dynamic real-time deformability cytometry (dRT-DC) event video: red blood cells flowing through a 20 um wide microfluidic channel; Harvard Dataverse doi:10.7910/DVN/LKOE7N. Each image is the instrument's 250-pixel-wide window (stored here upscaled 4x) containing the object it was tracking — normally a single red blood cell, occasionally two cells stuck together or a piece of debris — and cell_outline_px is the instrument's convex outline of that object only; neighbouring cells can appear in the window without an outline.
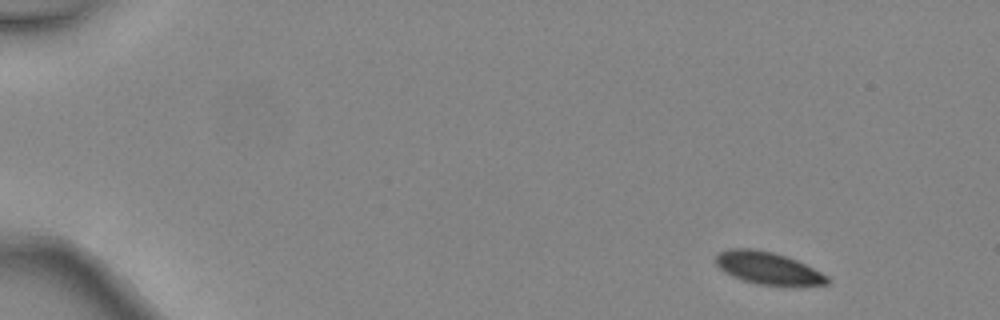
{"species": "common noctule bat (a hibernating species)", "species_latin": "Nyctalus noctula", "temperature_condition": "warm", "stored_images_in_passage": 3, "camera_frame_rate_fps": 3000, "um_per_image_px": 0.085, "animal": {"sex": "female", "body_mass_g": 24.6, "forearm_length_mm": 56.2}, "frame": {"image": 1, "passage_image": 1, "time_ms": 0.0, "image_size_px": [1000, 320], "cell_outline_px": [[832, 280], [828, 284], [784, 288], [756, 284], [732, 276], [724, 272], [716, 264], [716, 256], [720, 252], [728, 248], [752, 248], [772, 252], [796, 260], [828, 276]], "centroid_in_image_um": [65.32, 22.84], "position_along_channel_um": 19.7, "area_um2": 21.5}}